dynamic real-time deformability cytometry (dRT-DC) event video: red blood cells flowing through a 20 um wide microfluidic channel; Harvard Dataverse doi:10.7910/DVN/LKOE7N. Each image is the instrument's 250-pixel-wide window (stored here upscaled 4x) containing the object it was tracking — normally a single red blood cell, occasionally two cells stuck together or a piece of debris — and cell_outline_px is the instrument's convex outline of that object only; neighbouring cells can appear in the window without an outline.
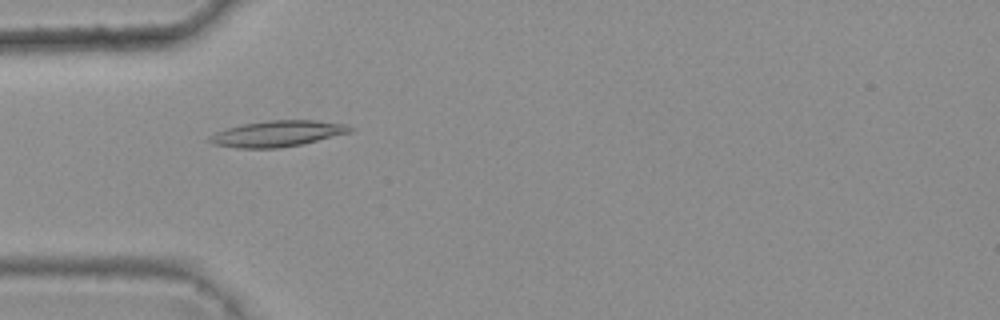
{"species": "common noctule bat (a hibernating species)", "species_latin": "Nyctalus noctula", "temperature_condition": "warm", "stored_images_in_passage": 5, "camera_frame_rate_fps": 3000, "um_per_image_px": 0.085, "animal": {"sex": "female", "body_mass_g": 25.1}, "frame": {"image": 1, "passage_image": 4, "time_ms": 1.0, "image_size_px": [1000, 320], "cell_outline_px": [[356, 128], [352, 132], [300, 144], [280, 148], [236, 148], [216, 144], [208, 140], [208, 136], [216, 132], [228, 128], [244, 124], [268, 120], [316, 120], [344, 124]], "centroid_in_image_um": [23.61, 11.35], "position_along_channel_um": 61.4, "area_um2": 21.1}}
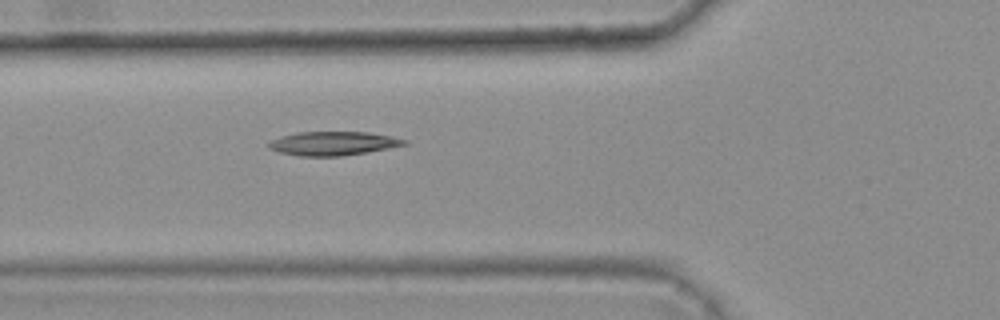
{"frame": {"image": 2, "passage_image": 5, "time_ms": 1.333, "image_size_px": [1000, 320], "cell_outline_px": [[408, 144], [388, 148], [340, 156], [300, 156], [280, 152], [268, 148], [268, 144], [272, 140], [280, 136], [296, 132], [368, 132], [392, 136], [408, 140]], "centroid_in_image_um": [28.31, 12.18], "position_along_channel_um": 97.5, "area_um2": 18.73}}